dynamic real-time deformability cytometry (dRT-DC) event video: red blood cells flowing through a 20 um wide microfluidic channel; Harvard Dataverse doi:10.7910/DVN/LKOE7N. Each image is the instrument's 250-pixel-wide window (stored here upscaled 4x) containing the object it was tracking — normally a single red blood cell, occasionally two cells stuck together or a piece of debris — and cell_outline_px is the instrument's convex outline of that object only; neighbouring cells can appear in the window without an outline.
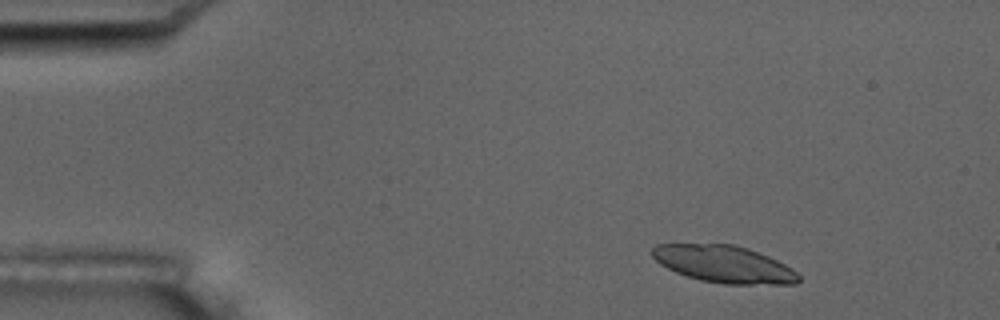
{"species": "common noctule bat (a hibernating species)", "species_latin": "Nyctalus noctula", "temperature_condition": "room temperature", "stored_images_in_passage": 3, "camera_frame_rate_fps": 3000, "um_per_image_px": 0.085, "animal": {"sex": "male", "body_mass_g": 17.5, "forearm_length_mm": 52.3}, "frame": {"image": 1, "passage_image": 1, "time_ms": 0.0, "image_size_px": [1000, 320], "cell_outline_px": [[800, 280], [796, 284], [724, 284], [700, 280], [676, 272], [660, 264], [652, 256], [652, 248], [656, 244], [732, 244], [768, 256], [792, 268], [800, 276]], "centroid_in_image_um": [61.53, 22.46], "position_along_channel_um": 23.5, "area_um2": 31.39}}